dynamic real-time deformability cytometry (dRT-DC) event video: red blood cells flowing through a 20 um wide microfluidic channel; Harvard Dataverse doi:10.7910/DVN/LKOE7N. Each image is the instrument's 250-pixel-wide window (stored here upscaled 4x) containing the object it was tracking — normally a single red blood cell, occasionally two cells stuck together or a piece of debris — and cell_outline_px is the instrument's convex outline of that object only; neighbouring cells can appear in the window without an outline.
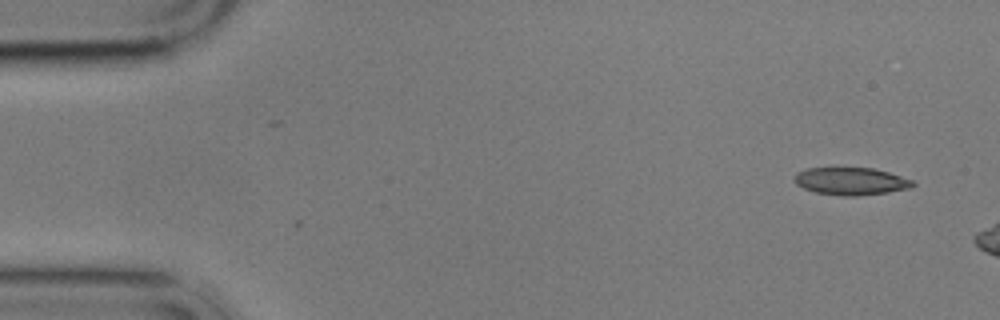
{"species": "common noctule bat (a hibernating species)", "species_latin": "Nyctalus noctula", "temperature_condition": "cold", "stored_images_in_passage": 2, "camera_frame_rate_fps": 3000, "um_per_image_px": 0.085, "animal": {"sex": "male", "body_mass_g": 17.9}, "frame": {"image": 1, "passage_image": 2, "time_ms": 2.0, "image_size_px": [1000, 320], "cell_outline_px": [[916, 184], [912, 188], [888, 192], [856, 196], [844, 196], [816, 192], [804, 188], [796, 184], [796, 172], [808, 168], [872, 168], [888, 172], [912, 180]], "centroid_in_image_um": [72.36, 15.4], "position_along_channel_um": 12.6, "area_um2": 18.79}}